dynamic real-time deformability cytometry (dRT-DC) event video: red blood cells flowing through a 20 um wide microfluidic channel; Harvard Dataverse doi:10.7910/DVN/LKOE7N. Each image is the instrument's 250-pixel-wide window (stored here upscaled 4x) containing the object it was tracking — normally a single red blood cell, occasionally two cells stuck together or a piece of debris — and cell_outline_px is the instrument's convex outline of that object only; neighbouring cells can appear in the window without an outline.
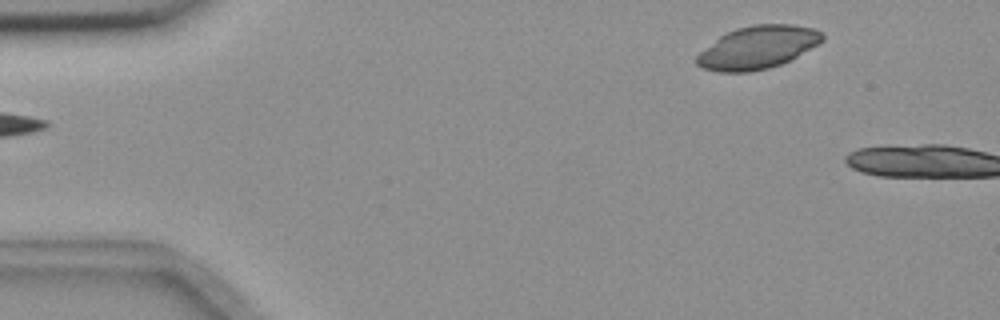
{"species": "common noctule bat (a hibernating species)", "species_latin": "Nyctalus noctula", "temperature_condition": "room temperature", "stored_images_in_passage": 3, "camera_frame_rate_fps": 3000, "um_per_image_px": 0.085, "animal": {"sex": "female", "body_mass_g": 18.4}, "frame": {"image": 1, "passage_image": 1, "time_ms": 0.0, "image_size_px": [1000, 320], "cell_outline_px": [[824, 40], [820, 44], [780, 64], [768, 68], [748, 72], [716, 72], [704, 68], [696, 64], [692, 60], [700, 52], [720, 36], [736, 28], [752, 24], [792, 24], [812, 28], [820, 32], [824, 36]], "centroid_in_image_um": [64.38, 4.03], "position_along_channel_um": 20.6, "area_um2": 31.27}}